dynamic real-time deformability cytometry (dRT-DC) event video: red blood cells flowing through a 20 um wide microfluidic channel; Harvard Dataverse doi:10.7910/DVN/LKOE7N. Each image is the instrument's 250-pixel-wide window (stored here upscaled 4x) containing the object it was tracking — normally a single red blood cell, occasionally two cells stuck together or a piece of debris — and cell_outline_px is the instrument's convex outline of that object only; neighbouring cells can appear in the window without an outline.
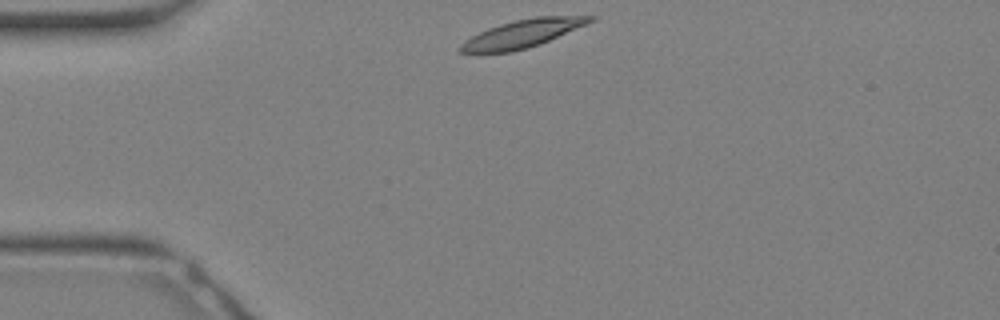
{"species": "Egyptian fruit bat (a non-hibernating species)", "species_latin": "Rousettus aegyptiacus", "temperature_condition": "warm", "stored_images_in_passage": 26, "camera_frame_rate_fps": 3000, "um_per_image_px": 0.085, "animal": {"sex": "female"}, "frame": {"image": 1, "passage_image": 1, "time_ms": 0.0, "image_size_px": [1000, 320], "cell_outline_px": [[596, 20], [588, 24], [540, 44], [528, 48], [512, 52], [460, 52], [456, 48], [464, 40], [488, 28], [512, 20], [536, 16], [596, 16]], "centroid_in_image_um": [44.42, 2.85], "position_along_channel_um": 40.6, "area_um2": 21.15}}
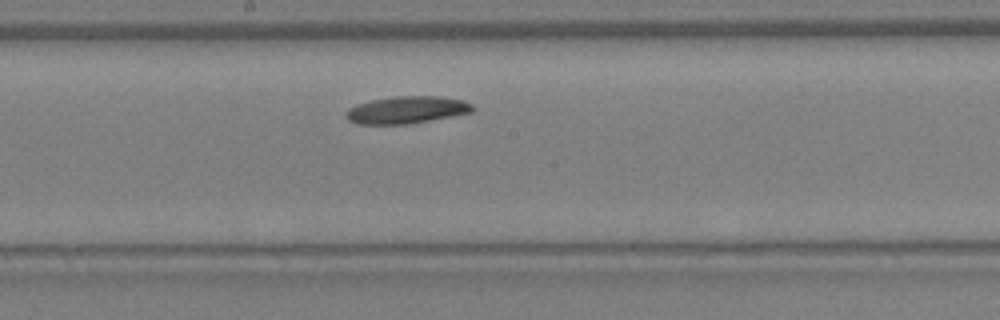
{"frame": {"image": 2, "passage_image": 11, "time_ms": 3.333, "image_size_px": [1000, 320], "cell_outline_px": [[476, 108], [472, 112], [452, 116], [408, 124], [356, 124], [348, 120], [344, 116], [348, 108], [356, 104], [372, 100], [396, 96], [440, 96], [464, 100], [472, 104]], "centroid_in_image_um": [34.57, 9.34], "position_along_channel_um": 213.6, "area_um2": 20.23}}
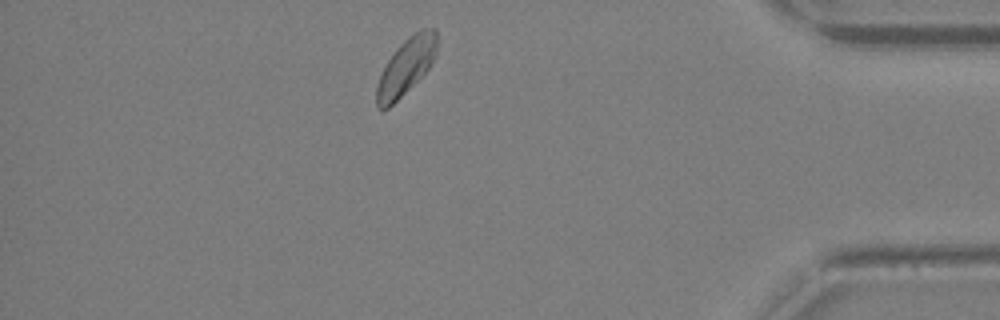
{"frame": {"image": 3, "passage_image": 22, "time_ms": 7.0, "image_size_px": [1000, 320], "cell_outline_px": [[436, 56], [428, 68], [388, 108], [380, 108], [376, 104], [376, 84], [388, 60], [396, 48], [408, 36], [420, 28], [436, 28]], "centroid_in_image_um": [34.51, 5.6], "position_along_channel_um": 400.7, "area_um2": 19.31}}